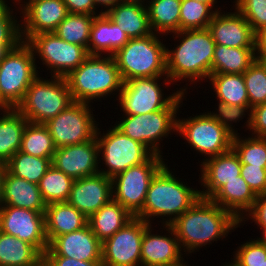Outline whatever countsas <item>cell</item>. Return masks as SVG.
<instances>
[{
    "label": "cell",
    "mask_w": 266,
    "mask_h": 266,
    "mask_svg": "<svg viewBox=\"0 0 266 266\" xmlns=\"http://www.w3.org/2000/svg\"><path fill=\"white\" fill-rule=\"evenodd\" d=\"M170 225L183 253L192 256L203 246L224 241L229 232L240 227V222L210 199L200 198Z\"/></svg>",
    "instance_id": "6da1fadb"
},
{
    "label": "cell",
    "mask_w": 266,
    "mask_h": 266,
    "mask_svg": "<svg viewBox=\"0 0 266 266\" xmlns=\"http://www.w3.org/2000/svg\"><path fill=\"white\" fill-rule=\"evenodd\" d=\"M171 35L175 43L179 42L172 49L166 46V71L171 82L179 86L176 83L184 80L191 86L194 84V88L197 82H207L216 45L210 31L207 28L183 30Z\"/></svg>",
    "instance_id": "7a4b0ae2"
},
{
    "label": "cell",
    "mask_w": 266,
    "mask_h": 266,
    "mask_svg": "<svg viewBox=\"0 0 266 266\" xmlns=\"http://www.w3.org/2000/svg\"><path fill=\"white\" fill-rule=\"evenodd\" d=\"M170 169V165L166 163L155 174L143 209L135 217L149 224L154 223V218H160L158 222L162 225H170L201 198L198 188L189 186Z\"/></svg>",
    "instance_id": "3957f363"
},
{
    "label": "cell",
    "mask_w": 266,
    "mask_h": 266,
    "mask_svg": "<svg viewBox=\"0 0 266 266\" xmlns=\"http://www.w3.org/2000/svg\"><path fill=\"white\" fill-rule=\"evenodd\" d=\"M65 80L73 101L88 104L111 95L117 100L123 86L115 59L109 55H89Z\"/></svg>",
    "instance_id": "277c9868"
},
{
    "label": "cell",
    "mask_w": 266,
    "mask_h": 266,
    "mask_svg": "<svg viewBox=\"0 0 266 266\" xmlns=\"http://www.w3.org/2000/svg\"><path fill=\"white\" fill-rule=\"evenodd\" d=\"M186 95V96H185ZM187 94L181 92L166 108L146 114L122 115L114 126L129 138L145 145L153 154L162 155L164 138L176 135L177 114ZM182 103V104H181ZM173 133V134H172Z\"/></svg>",
    "instance_id": "5b68a950"
},
{
    "label": "cell",
    "mask_w": 266,
    "mask_h": 266,
    "mask_svg": "<svg viewBox=\"0 0 266 266\" xmlns=\"http://www.w3.org/2000/svg\"><path fill=\"white\" fill-rule=\"evenodd\" d=\"M161 38L164 39L163 35L153 32L145 37L130 38L113 55L123 82L134 78L167 76V45Z\"/></svg>",
    "instance_id": "8992f818"
},
{
    "label": "cell",
    "mask_w": 266,
    "mask_h": 266,
    "mask_svg": "<svg viewBox=\"0 0 266 266\" xmlns=\"http://www.w3.org/2000/svg\"><path fill=\"white\" fill-rule=\"evenodd\" d=\"M37 76L16 109L31 123L45 124L74 103L64 77Z\"/></svg>",
    "instance_id": "52a82bcc"
},
{
    "label": "cell",
    "mask_w": 266,
    "mask_h": 266,
    "mask_svg": "<svg viewBox=\"0 0 266 266\" xmlns=\"http://www.w3.org/2000/svg\"><path fill=\"white\" fill-rule=\"evenodd\" d=\"M36 62L26 41L5 53L0 61V108H16L22 101L30 84L42 74Z\"/></svg>",
    "instance_id": "ba28073f"
},
{
    "label": "cell",
    "mask_w": 266,
    "mask_h": 266,
    "mask_svg": "<svg viewBox=\"0 0 266 266\" xmlns=\"http://www.w3.org/2000/svg\"><path fill=\"white\" fill-rule=\"evenodd\" d=\"M99 125L101 124L97 126L95 137L98 143L100 174L113 178L132 166L146 162L153 155L145 145L124 135L114 125H111L112 128L109 126L106 133Z\"/></svg>",
    "instance_id": "9c48e42d"
},
{
    "label": "cell",
    "mask_w": 266,
    "mask_h": 266,
    "mask_svg": "<svg viewBox=\"0 0 266 266\" xmlns=\"http://www.w3.org/2000/svg\"><path fill=\"white\" fill-rule=\"evenodd\" d=\"M161 80L162 83L160 82ZM165 89L171 87V80L168 76L151 78H134L123 82L122 90L117 98L122 115H137L151 113L166 108L181 92L188 93L191 86L188 83L170 94L164 95ZM166 85V86H165ZM168 86V87H167Z\"/></svg>",
    "instance_id": "30bf717a"
},
{
    "label": "cell",
    "mask_w": 266,
    "mask_h": 266,
    "mask_svg": "<svg viewBox=\"0 0 266 266\" xmlns=\"http://www.w3.org/2000/svg\"><path fill=\"white\" fill-rule=\"evenodd\" d=\"M192 115L181 119L177 117L176 136H182V140H186L185 144L188 143L196 154L204 155L202 161L232 148L233 135L207 111Z\"/></svg>",
    "instance_id": "8fae6325"
},
{
    "label": "cell",
    "mask_w": 266,
    "mask_h": 266,
    "mask_svg": "<svg viewBox=\"0 0 266 266\" xmlns=\"http://www.w3.org/2000/svg\"><path fill=\"white\" fill-rule=\"evenodd\" d=\"M164 156L153 154L146 162L132 166L112 178L113 199L134 217L143 209L150 183L166 164Z\"/></svg>",
    "instance_id": "7c38bea8"
},
{
    "label": "cell",
    "mask_w": 266,
    "mask_h": 266,
    "mask_svg": "<svg viewBox=\"0 0 266 266\" xmlns=\"http://www.w3.org/2000/svg\"><path fill=\"white\" fill-rule=\"evenodd\" d=\"M27 43L33 50L34 58L49 70L51 76L66 77L89 56L85 47L68 43L59 38L55 32L33 35Z\"/></svg>",
    "instance_id": "4fadbf2b"
},
{
    "label": "cell",
    "mask_w": 266,
    "mask_h": 266,
    "mask_svg": "<svg viewBox=\"0 0 266 266\" xmlns=\"http://www.w3.org/2000/svg\"><path fill=\"white\" fill-rule=\"evenodd\" d=\"M92 107L88 103L74 102L45 123L56 148L84 143L95 136L99 122L95 121L98 118Z\"/></svg>",
    "instance_id": "5bb4252c"
},
{
    "label": "cell",
    "mask_w": 266,
    "mask_h": 266,
    "mask_svg": "<svg viewBox=\"0 0 266 266\" xmlns=\"http://www.w3.org/2000/svg\"><path fill=\"white\" fill-rule=\"evenodd\" d=\"M149 223L134 217L102 242L103 266H141V243Z\"/></svg>",
    "instance_id": "9a60e30c"
},
{
    "label": "cell",
    "mask_w": 266,
    "mask_h": 266,
    "mask_svg": "<svg viewBox=\"0 0 266 266\" xmlns=\"http://www.w3.org/2000/svg\"><path fill=\"white\" fill-rule=\"evenodd\" d=\"M0 231L33 245L42 255L49 247L45 213L26 208L1 206Z\"/></svg>",
    "instance_id": "2e32d148"
},
{
    "label": "cell",
    "mask_w": 266,
    "mask_h": 266,
    "mask_svg": "<svg viewBox=\"0 0 266 266\" xmlns=\"http://www.w3.org/2000/svg\"><path fill=\"white\" fill-rule=\"evenodd\" d=\"M149 224L143 234L141 243V266H175L184 265L185 253L171 225H160L161 233H156ZM153 230V233H152ZM165 232H164V231ZM155 232V234H154ZM165 233L164 235L162 233ZM169 233V234H168ZM184 257V258H183Z\"/></svg>",
    "instance_id": "e0dca14e"
},
{
    "label": "cell",
    "mask_w": 266,
    "mask_h": 266,
    "mask_svg": "<svg viewBox=\"0 0 266 266\" xmlns=\"http://www.w3.org/2000/svg\"><path fill=\"white\" fill-rule=\"evenodd\" d=\"M51 164L74 180L98 174L99 155L96 137L84 143L56 148Z\"/></svg>",
    "instance_id": "ac0fdd59"
},
{
    "label": "cell",
    "mask_w": 266,
    "mask_h": 266,
    "mask_svg": "<svg viewBox=\"0 0 266 266\" xmlns=\"http://www.w3.org/2000/svg\"><path fill=\"white\" fill-rule=\"evenodd\" d=\"M22 15V16H21ZM68 15L63 0H36L28 4L20 13L21 38L28 41L33 35L54 32Z\"/></svg>",
    "instance_id": "d6986e66"
},
{
    "label": "cell",
    "mask_w": 266,
    "mask_h": 266,
    "mask_svg": "<svg viewBox=\"0 0 266 266\" xmlns=\"http://www.w3.org/2000/svg\"><path fill=\"white\" fill-rule=\"evenodd\" d=\"M199 163L201 168L198 182L203 187L199 192L204 199H210L222 186L241 176L242 164L233 148Z\"/></svg>",
    "instance_id": "ffe728a7"
},
{
    "label": "cell",
    "mask_w": 266,
    "mask_h": 266,
    "mask_svg": "<svg viewBox=\"0 0 266 266\" xmlns=\"http://www.w3.org/2000/svg\"><path fill=\"white\" fill-rule=\"evenodd\" d=\"M43 256H64L82 261H101L102 242L89 224L80 230L56 236Z\"/></svg>",
    "instance_id": "44dd1931"
},
{
    "label": "cell",
    "mask_w": 266,
    "mask_h": 266,
    "mask_svg": "<svg viewBox=\"0 0 266 266\" xmlns=\"http://www.w3.org/2000/svg\"><path fill=\"white\" fill-rule=\"evenodd\" d=\"M111 199L112 178L98 173L76 179L67 202L89 218Z\"/></svg>",
    "instance_id": "7402d4cb"
},
{
    "label": "cell",
    "mask_w": 266,
    "mask_h": 266,
    "mask_svg": "<svg viewBox=\"0 0 266 266\" xmlns=\"http://www.w3.org/2000/svg\"><path fill=\"white\" fill-rule=\"evenodd\" d=\"M207 29L218 45L235 48L255 47V32L236 9L234 12H216Z\"/></svg>",
    "instance_id": "603a6c76"
},
{
    "label": "cell",
    "mask_w": 266,
    "mask_h": 266,
    "mask_svg": "<svg viewBox=\"0 0 266 266\" xmlns=\"http://www.w3.org/2000/svg\"><path fill=\"white\" fill-rule=\"evenodd\" d=\"M1 206L26 208L45 213L44 202L38 184L10 174L7 170L3 178Z\"/></svg>",
    "instance_id": "cb8c5ba5"
},
{
    "label": "cell",
    "mask_w": 266,
    "mask_h": 266,
    "mask_svg": "<svg viewBox=\"0 0 266 266\" xmlns=\"http://www.w3.org/2000/svg\"><path fill=\"white\" fill-rule=\"evenodd\" d=\"M129 40L128 35L105 13H102L95 16L92 22L88 54L113 56Z\"/></svg>",
    "instance_id": "d4e9b609"
},
{
    "label": "cell",
    "mask_w": 266,
    "mask_h": 266,
    "mask_svg": "<svg viewBox=\"0 0 266 266\" xmlns=\"http://www.w3.org/2000/svg\"><path fill=\"white\" fill-rule=\"evenodd\" d=\"M88 217L68 202H55L46 206L45 233L48 243L56 236L82 229Z\"/></svg>",
    "instance_id": "484cf974"
},
{
    "label": "cell",
    "mask_w": 266,
    "mask_h": 266,
    "mask_svg": "<svg viewBox=\"0 0 266 266\" xmlns=\"http://www.w3.org/2000/svg\"><path fill=\"white\" fill-rule=\"evenodd\" d=\"M256 197L246 181L239 176V179L222 186L210 200L229 211L240 222L252 209Z\"/></svg>",
    "instance_id": "4316f807"
},
{
    "label": "cell",
    "mask_w": 266,
    "mask_h": 266,
    "mask_svg": "<svg viewBox=\"0 0 266 266\" xmlns=\"http://www.w3.org/2000/svg\"><path fill=\"white\" fill-rule=\"evenodd\" d=\"M129 38L145 37L152 33L147 6L120 2L105 13Z\"/></svg>",
    "instance_id": "83f0119b"
},
{
    "label": "cell",
    "mask_w": 266,
    "mask_h": 266,
    "mask_svg": "<svg viewBox=\"0 0 266 266\" xmlns=\"http://www.w3.org/2000/svg\"><path fill=\"white\" fill-rule=\"evenodd\" d=\"M28 122L16 108H0V161L6 163L20 150Z\"/></svg>",
    "instance_id": "f1b7e54d"
},
{
    "label": "cell",
    "mask_w": 266,
    "mask_h": 266,
    "mask_svg": "<svg viewBox=\"0 0 266 266\" xmlns=\"http://www.w3.org/2000/svg\"><path fill=\"white\" fill-rule=\"evenodd\" d=\"M133 218L134 216L127 209L111 199L88 218V224L95 236L103 242Z\"/></svg>",
    "instance_id": "f546056e"
},
{
    "label": "cell",
    "mask_w": 266,
    "mask_h": 266,
    "mask_svg": "<svg viewBox=\"0 0 266 266\" xmlns=\"http://www.w3.org/2000/svg\"><path fill=\"white\" fill-rule=\"evenodd\" d=\"M257 59L255 47H227L215 45L212 73L243 74Z\"/></svg>",
    "instance_id": "4dcf8cb0"
},
{
    "label": "cell",
    "mask_w": 266,
    "mask_h": 266,
    "mask_svg": "<svg viewBox=\"0 0 266 266\" xmlns=\"http://www.w3.org/2000/svg\"><path fill=\"white\" fill-rule=\"evenodd\" d=\"M42 260L33 245L0 231V266H37Z\"/></svg>",
    "instance_id": "1f68e13d"
},
{
    "label": "cell",
    "mask_w": 266,
    "mask_h": 266,
    "mask_svg": "<svg viewBox=\"0 0 266 266\" xmlns=\"http://www.w3.org/2000/svg\"><path fill=\"white\" fill-rule=\"evenodd\" d=\"M181 0H149V25L153 33L170 35L179 31Z\"/></svg>",
    "instance_id": "d6a6232c"
},
{
    "label": "cell",
    "mask_w": 266,
    "mask_h": 266,
    "mask_svg": "<svg viewBox=\"0 0 266 266\" xmlns=\"http://www.w3.org/2000/svg\"><path fill=\"white\" fill-rule=\"evenodd\" d=\"M210 80V81H209ZM207 82L216 100L227 104L250 106L243 74L212 73Z\"/></svg>",
    "instance_id": "836d02e7"
},
{
    "label": "cell",
    "mask_w": 266,
    "mask_h": 266,
    "mask_svg": "<svg viewBox=\"0 0 266 266\" xmlns=\"http://www.w3.org/2000/svg\"><path fill=\"white\" fill-rule=\"evenodd\" d=\"M52 158H41L17 151L7 162L6 170L30 183L38 184L51 164Z\"/></svg>",
    "instance_id": "e575fe53"
},
{
    "label": "cell",
    "mask_w": 266,
    "mask_h": 266,
    "mask_svg": "<svg viewBox=\"0 0 266 266\" xmlns=\"http://www.w3.org/2000/svg\"><path fill=\"white\" fill-rule=\"evenodd\" d=\"M19 151L36 157L52 158L56 146L48 127L45 124L28 122L23 132Z\"/></svg>",
    "instance_id": "d590c367"
},
{
    "label": "cell",
    "mask_w": 266,
    "mask_h": 266,
    "mask_svg": "<svg viewBox=\"0 0 266 266\" xmlns=\"http://www.w3.org/2000/svg\"><path fill=\"white\" fill-rule=\"evenodd\" d=\"M94 15L68 13L54 31L62 40L85 47L88 51L90 29Z\"/></svg>",
    "instance_id": "8d00e7d4"
},
{
    "label": "cell",
    "mask_w": 266,
    "mask_h": 266,
    "mask_svg": "<svg viewBox=\"0 0 266 266\" xmlns=\"http://www.w3.org/2000/svg\"><path fill=\"white\" fill-rule=\"evenodd\" d=\"M74 181L73 178L51 165L40 179L38 188L47 205L55 202H67Z\"/></svg>",
    "instance_id": "74e56055"
},
{
    "label": "cell",
    "mask_w": 266,
    "mask_h": 266,
    "mask_svg": "<svg viewBox=\"0 0 266 266\" xmlns=\"http://www.w3.org/2000/svg\"><path fill=\"white\" fill-rule=\"evenodd\" d=\"M11 6L12 4L8 0H0V61L7 51L12 50L22 42L21 23H19L21 19L16 16L18 13L20 14V11Z\"/></svg>",
    "instance_id": "f35d334b"
},
{
    "label": "cell",
    "mask_w": 266,
    "mask_h": 266,
    "mask_svg": "<svg viewBox=\"0 0 266 266\" xmlns=\"http://www.w3.org/2000/svg\"><path fill=\"white\" fill-rule=\"evenodd\" d=\"M215 13L209 4L195 0H181L179 31L208 28Z\"/></svg>",
    "instance_id": "ab89813d"
},
{
    "label": "cell",
    "mask_w": 266,
    "mask_h": 266,
    "mask_svg": "<svg viewBox=\"0 0 266 266\" xmlns=\"http://www.w3.org/2000/svg\"><path fill=\"white\" fill-rule=\"evenodd\" d=\"M248 135L233 136L232 148L238 154L241 164L266 168V138Z\"/></svg>",
    "instance_id": "60d3db41"
},
{
    "label": "cell",
    "mask_w": 266,
    "mask_h": 266,
    "mask_svg": "<svg viewBox=\"0 0 266 266\" xmlns=\"http://www.w3.org/2000/svg\"><path fill=\"white\" fill-rule=\"evenodd\" d=\"M217 106L215 111L211 112L208 110V114L215 118L221 125H223L233 136L239 135L240 133L238 130H235V125L233 123L238 124L240 120L247 118L244 123L243 127L249 130L250 128V115H251V107L250 106H240V105H233L227 104L225 102L217 100ZM238 122V123H237Z\"/></svg>",
    "instance_id": "b9f144b4"
},
{
    "label": "cell",
    "mask_w": 266,
    "mask_h": 266,
    "mask_svg": "<svg viewBox=\"0 0 266 266\" xmlns=\"http://www.w3.org/2000/svg\"><path fill=\"white\" fill-rule=\"evenodd\" d=\"M250 107L266 103V70L256 61L243 73Z\"/></svg>",
    "instance_id": "7bdbcfd3"
},
{
    "label": "cell",
    "mask_w": 266,
    "mask_h": 266,
    "mask_svg": "<svg viewBox=\"0 0 266 266\" xmlns=\"http://www.w3.org/2000/svg\"><path fill=\"white\" fill-rule=\"evenodd\" d=\"M233 253V258L228 262L231 266H261L266 259V245L255 237L240 243Z\"/></svg>",
    "instance_id": "ee69618b"
},
{
    "label": "cell",
    "mask_w": 266,
    "mask_h": 266,
    "mask_svg": "<svg viewBox=\"0 0 266 266\" xmlns=\"http://www.w3.org/2000/svg\"><path fill=\"white\" fill-rule=\"evenodd\" d=\"M235 8L247 20L253 31L266 26V0H233Z\"/></svg>",
    "instance_id": "f6af8a7d"
},
{
    "label": "cell",
    "mask_w": 266,
    "mask_h": 266,
    "mask_svg": "<svg viewBox=\"0 0 266 266\" xmlns=\"http://www.w3.org/2000/svg\"><path fill=\"white\" fill-rule=\"evenodd\" d=\"M241 177L256 196L266 194V168L242 164Z\"/></svg>",
    "instance_id": "bcb514c9"
},
{
    "label": "cell",
    "mask_w": 266,
    "mask_h": 266,
    "mask_svg": "<svg viewBox=\"0 0 266 266\" xmlns=\"http://www.w3.org/2000/svg\"><path fill=\"white\" fill-rule=\"evenodd\" d=\"M249 133L255 137L266 138V103L251 108Z\"/></svg>",
    "instance_id": "7dc6e473"
},
{
    "label": "cell",
    "mask_w": 266,
    "mask_h": 266,
    "mask_svg": "<svg viewBox=\"0 0 266 266\" xmlns=\"http://www.w3.org/2000/svg\"><path fill=\"white\" fill-rule=\"evenodd\" d=\"M248 220H252L255 225H266V194L256 197L252 209L240 221V226H244Z\"/></svg>",
    "instance_id": "c3c4849f"
},
{
    "label": "cell",
    "mask_w": 266,
    "mask_h": 266,
    "mask_svg": "<svg viewBox=\"0 0 266 266\" xmlns=\"http://www.w3.org/2000/svg\"><path fill=\"white\" fill-rule=\"evenodd\" d=\"M66 4L68 13L76 14H88V15H100L101 11H98L93 0H63ZM98 11V12H97Z\"/></svg>",
    "instance_id": "681fc988"
},
{
    "label": "cell",
    "mask_w": 266,
    "mask_h": 266,
    "mask_svg": "<svg viewBox=\"0 0 266 266\" xmlns=\"http://www.w3.org/2000/svg\"><path fill=\"white\" fill-rule=\"evenodd\" d=\"M49 266H103L102 261H82L64 256H43Z\"/></svg>",
    "instance_id": "f907efd6"
},
{
    "label": "cell",
    "mask_w": 266,
    "mask_h": 266,
    "mask_svg": "<svg viewBox=\"0 0 266 266\" xmlns=\"http://www.w3.org/2000/svg\"><path fill=\"white\" fill-rule=\"evenodd\" d=\"M255 48L257 55H266V26L255 33Z\"/></svg>",
    "instance_id": "816d5d0a"
},
{
    "label": "cell",
    "mask_w": 266,
    "mask_h": 266,
    "mask_svg": "<svg viewBox=\"0 0 266 266\" xmlns=\"http://www.w3.org/2000/svg\"><path fill=\"white\" fill-rule=\"evenodd\" d=\"M95 6L100 10L102 13H106L109 9L113 6L117 5L118 3L122 2V0H93Z\"/></svg>",
    "instance_id": "f5cc1de1"
},
{
    "label": "cell",
    "mask_w": 266,
    "mask_h": 266,
    "mask_svg": "<svg viewBox=\"0 0 266 266\" xmlns=\"http://www.w3.org/2000/svg\"><path fill=\"white\" fill-rule=\"evenodd\" d=\"M11 1H13L12 2L13 4L17 3V5L15 4V6H12V7H15V8L18 7L17 10L18 11L20 10V12H21L28 4H30L31 2L36 1V0H26V1L24 0V2H23V0H11Z\"/></svg>",
    "instance_id": "db71d44e"
},
{
    "label": "cell",
    "mask_w": 266,
    "mask_h": 266,
    "mask_svg": "<svg viewBox=\"0 0 266 266\" xmlns=\"http://www.w3.org/2000/svg\"><path fill=\"white\" fill-rule=\"evenodd\" d=\"M258 227L260 228V229H259V233H260V230H262V232L260 233L261 236H260V237L257 236L256 239H257L260 243L266 245V225H257V228H258Z\"/></svg>",
    "instance_id": "11a10c76"
},
{
    "label": "cell",
    "mask_w": 266,
    "mask_h": 266,
    "mask_svg": "<svg viewBox=\"0 0 266 266\" xmlns=\"http://www.w3.org/2000/svg\"><path fill=\"white\" fill-rule=\"evenodd\" d=\"M195 1L201 2V3H205V4H209L216 12L222 10V8H220V6H219V8H218V6H216V5H218L217 4V2H218L217 0H195Z\"/></svg>",
    "instance_id": "9f6ffc18"
},
{
    "label": "cell",
    "mask_w": 266,
    "mask_h": 266,
    "mask_svg": "<svg viewBox=\"0 0 266 266\" xmlns=\"http://www.w3.org/2000/svg\"><path fill=\"white\" fill-rule=\"evenodd\" d=\"M6 172V163L0 161V192H2L3 178Z\"/></svg>",
    "instance_id": "6f0895ef"
},
{
    "label": "cell",
    "mask_w": 266,
    "mask_h": 266,
    "mask_svg": "<svg viewBox=\"0 0 266 266\" xmlns=\"http://www.w3.org/2000/svg\"><path fill=\"white\" fill-rule=\"evenodd\" d=\"M122 2H125V3H137V4H142L144 6H147L149 0H122Z\"/></svg>",
    "instance_id": "680465c9"
},
{
    "label": "cell",
    "mask_w": 266,
    "mask_h": 266,
    "mask_svg": "<svg viewBox=\"0 0 266 266\" xmlns=\"http://www.w3.org/2000/svg\"><path fill=\"white\" fill-rule=\"evenodd\" d=\"M257 60L264 66L266 70V55H257Z\"/></svg>",
    "instance_id": "91938a15"
},
{
    "label": "cell",
    "mask_w": 266,
    "mask_h": 266,
    "mask_svg": "<svg viewBox=\"0 0 266 266\" xmlns=\"http://www.w3.org/2000/svg\"><path fill=\"white\" fill-rule=\"evenodd\" d=\"M37 266H49V265L46 264V263L42 260Z\"/></svg>",
    "instance_id": "94428289"
},
{
    "label": "cell",
    "mask_w": 266,
    "mask_h": 266,
    "mask_svg": "<svg viewBox=\"0 0 266 266\" xmlns=\"http://www.w3.org/2000/svg\"><path fill=\"white\" fill-rule=\"evenodd\" d=\"M175 266H191V265H189L187 262V264L185 263L184 265H175Z\"/></svg>",
    "instance_id": "6125c7cd"
},
{
    "label": "cell",
    "mask_w": 266,
    "mask_h": 266,
    "mask_svg": "<svg viewBox=\"0 0 266 266\" xmlns=\"http://www.w3.org/2000/svg\"><path fill=\"white\" fill-rule=\"evenodd\" d=\"M221 266H231L228 262L226 263H224L223 265H221Z\"/></svg>",
    "instance_id": "be15d7a7"
},
{
    "label": "cell",
    "mask_w": 266,
    "mask_h": 266,
    "mask_svg": "<svg viewBox=\"0 0 266 266\" xmlns=\"http://www.w3.org/2000/svg\"><path fill=\"white\" fill-rule=\"evenodd\" d=\"M261 266H266V259L263 261Z\"/></svg>",
    "instance_id": "e7e4bbea"
},
{
    "label": "cell",
    "mask_w": 266,
    "mask_h": 266,
    "mask_svg": "<svg viewBox=\"0 0 266 266\" xmlns=\"http://www.w3.org/2000/svg\"><path fill=\"white\" fill-rule=\"evenodd\" d=\"M1 193H2V192H0V208H1Z\"/></svg>",
    "instance_id": "03108f58"
}]
</instances>
